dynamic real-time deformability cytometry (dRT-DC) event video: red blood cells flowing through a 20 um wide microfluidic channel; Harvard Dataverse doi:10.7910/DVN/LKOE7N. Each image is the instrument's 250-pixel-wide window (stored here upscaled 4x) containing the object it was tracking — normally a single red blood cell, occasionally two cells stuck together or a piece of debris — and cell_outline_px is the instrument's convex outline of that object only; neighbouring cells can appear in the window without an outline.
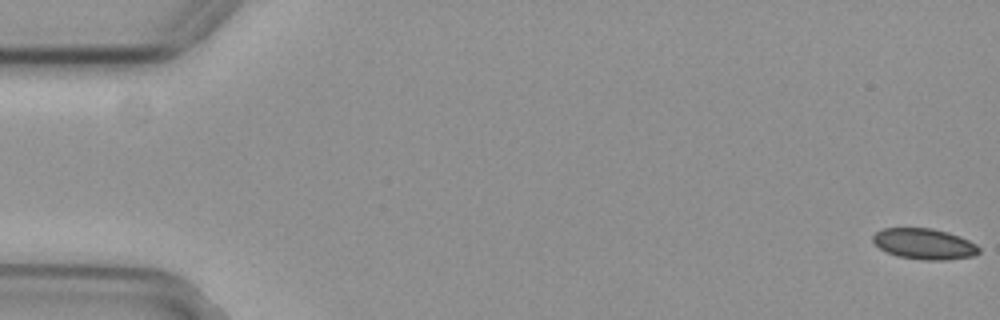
{"species": "common noctule bat (a hibernating species)", "species_latin": "Nyctalus noctula", "temperature_condition": "cold", "stored_images_in_passage": 56, "camera_frame_rate_fps": 3000, "um_per_image_px": 0.085, "animal": {"sex": "female", "body_mass_g": 29.2, "forearm_length_mm": 56.3}, "frame": {"image": 1, "passage_image": 1, "time_ms": 0.0, "image_size_px": [1000, 320], "cell_outline_px": [[980, 252], [976, 256], [948, 260], [920, 260], [896, 256], [880, 248], [872, 240], [872, 236], [876, 232], [884, 228], [932, 228], [948, 232], [960, 236], [976, 244], [980, 248]], "centroid_in_image_um": [78.6, 20.74], "position_along_channel_um": 6.4, "area_um2": 19.25}}
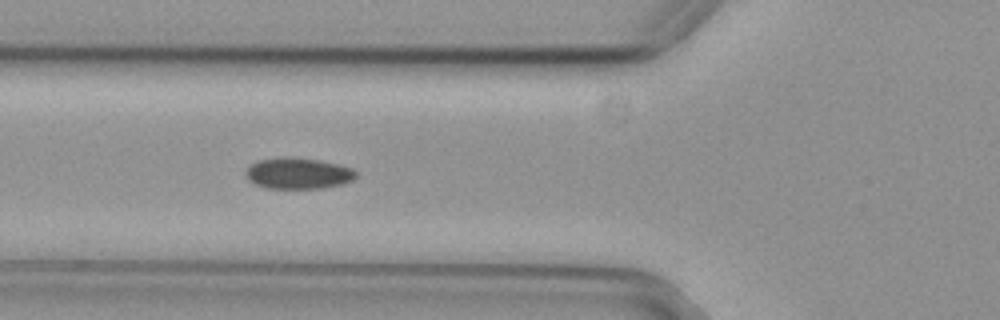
{"frame": {"image": 2, "passage_image": 21, "time_ms": 6.667, "image_size_px": [1000, 320], "cell_outline_px": [[356, 176], [352, 180], [344, 184], [320, 188], [268, 188], [256, 184], [248, 180], [244, 172], [256, 160], [280, 156], [288, 156], [320, 160], [340, 164], [352, 168], [356, 172]], "centroid_in_image_um": [25.34, 14.71], "position_along_channel_um": 100.5, "area_um2": 20.23}}
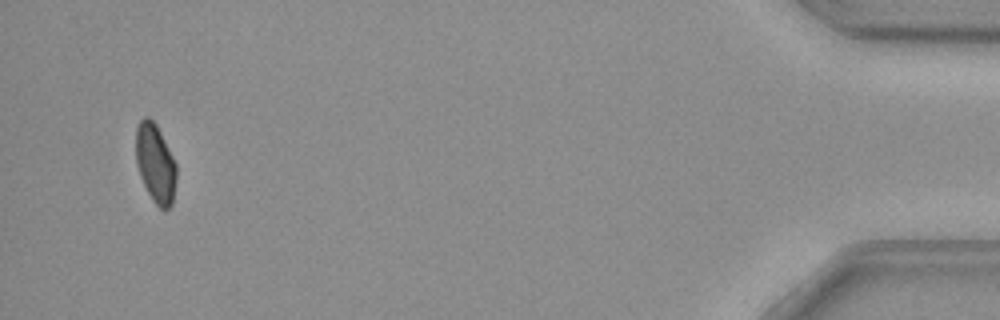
{"frame": {"image": 3, "passage_image": 54, "time_ms": 17.667, "image_size_px": [1000, 320], "cell_outline_px": [[176, 180], [172, 204], [168, 208], [160, 208], [152, 200], [140, 176], [136, 164], [136, 128], [140, 120], [144, 116], [148, 116], [156, 124], [176, 164]], "centroid_in_image_um": [13.19, 13.87], "position_along_channel_um": 422.0, "area_um2": 18.44}}